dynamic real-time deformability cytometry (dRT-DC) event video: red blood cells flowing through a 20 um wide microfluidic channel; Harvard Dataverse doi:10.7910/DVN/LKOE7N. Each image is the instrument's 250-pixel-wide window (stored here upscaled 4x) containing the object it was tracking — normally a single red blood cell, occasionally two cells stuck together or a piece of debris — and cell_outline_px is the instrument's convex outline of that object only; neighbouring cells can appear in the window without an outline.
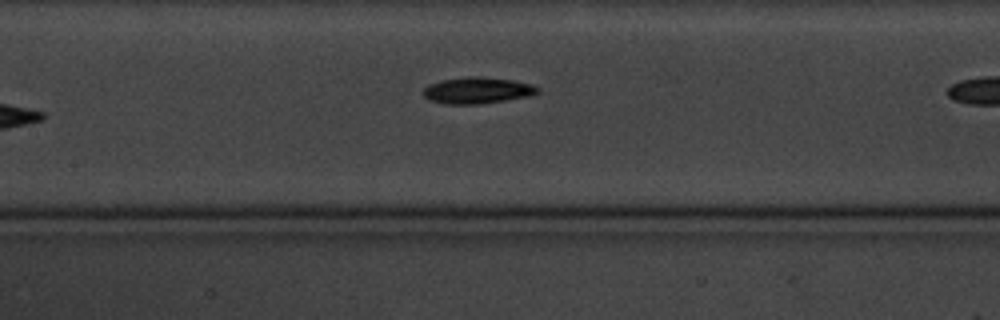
{"species": "common noctule bat (a hibernating species)", "species_latin": "Nyctalus noctula", "temperature_condition": "cold", "stored_images_in_passage": 7, "camera_frame_rate_fps": 3000, "um_per_image_px": 0.085, "animal": {"sex": "male", "body_mass_g": 20.1, "forearm_length_mm": 53.5}, "frame": {"image": 1, "passage_image": 6, "time_ms": 7.333, "image_size_px": [1000, 320], "cell_outline_px": [[540, 92], [528, 96], [480, 104], [444, 104], [428, 100], [424, 96], [424, 88], [428, 84], [440, 80], [464, 76], [476, 76], [512, 80], [532, 84], [540, 88]], "centroid_in_image_um": [40.54, 7.68], "position_along_channel_um": 166.9, "area_um2": 17.69}}